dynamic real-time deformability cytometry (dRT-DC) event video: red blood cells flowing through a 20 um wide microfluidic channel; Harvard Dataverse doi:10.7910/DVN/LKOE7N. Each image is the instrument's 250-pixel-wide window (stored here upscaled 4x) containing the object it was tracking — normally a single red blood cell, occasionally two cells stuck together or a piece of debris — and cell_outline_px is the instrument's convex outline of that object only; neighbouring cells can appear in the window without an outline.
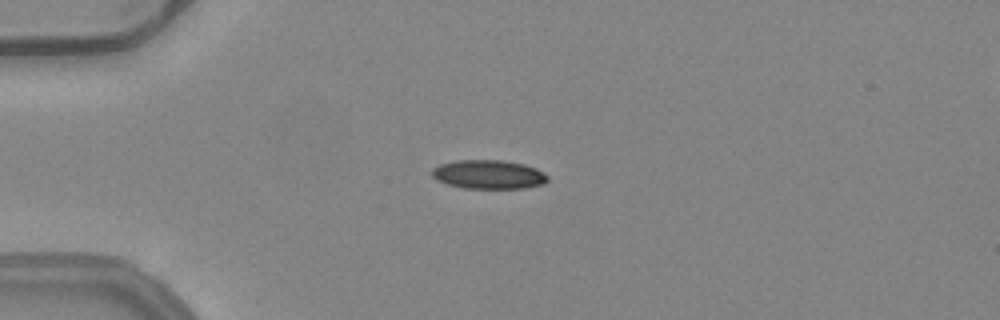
{"species": "common noctule bat (a hibernating species)", "species_latin": "Nyctalus noctula", "temperature_condition": "warm", "stored_images_in_passage": 52, "camera_frame_rate_fps": 3000, "um_per_image_px": 0.085, "animal": {"sex": "female", "body_mass_g": 24.6, "forearm_length_mm": 56.2}, "frame": {"image": 1, "passage_image": 14, "time_ms": 4.333, "image_size_px": [1000, 320], "cell_outline_px": [[548, 180], [544, 184], [524, 188], [464, 188], [448, 184], [436, 180], [432, 176], [432, 168], [440, 164], [456, 160], [504, 160], [524, 164], [536, 168], [544, 172], [548, 176]], "centroid_in_image_um": [41.54, 14.82], "position_along_channel_um": 43.5, "area_um2": 19.59}}
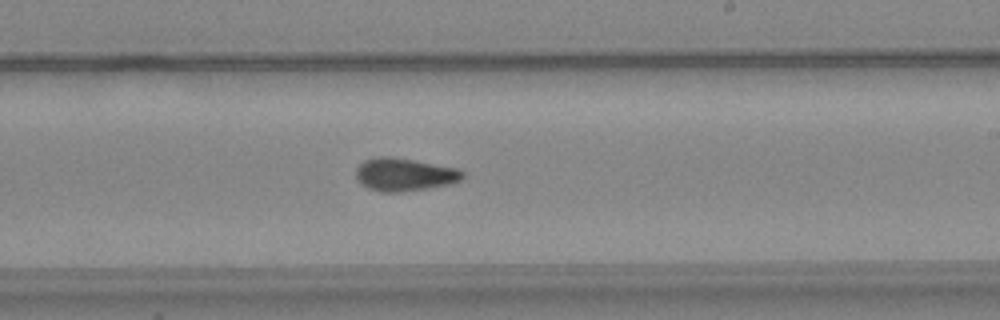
{"frame": {"image": 2, "passage_image": 32, "time_ms": 10.333, "image_size_px": [1000, 320], "cell_outline_px": [[464, 176], [460, 180], [448, 184], [428, 188], [400, 192], [380, 192], [368, 188], [360, 184], [356, 180], [356, 168], [364, 160], [380, 156], [388, 156], [412, 160], [456, 168], [464, 172]], "centroid_in_image_um": [34.32, 14.84], "position_along_channel_um": 254.7, "area_um2": 20.35}}
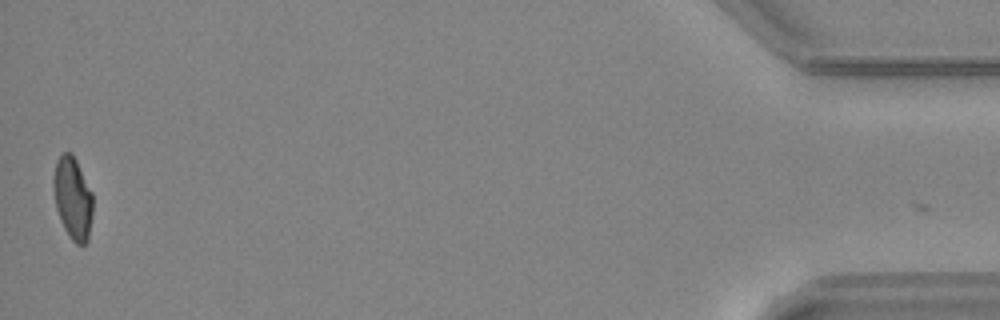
{"frame": {"image": 3, "passage_image": 52, "time_ms": 17.0, "image_size_px": [1000, 320], "cell_outline_px": [[92, 216], [88, 240], [84, 244], [76, 244], [68, 236], [60, 220], [56, 208], [52, 184], [52, 180], [56, 160], [64, 152], [72, 152], [92, 192]], "centroid_in_image_um": [6.17, 16.84], "position_along_channel_um": 429.0, "area_um2": 19.02}, "authors_computed_cell_mechanics": {"area_um2": 19.5653, "velocity_mm_per_s": 3.9916, "shape_relaxation_time_tau1_ms": null, "shape_relaxation_time_tau2_ms": 2.1076, "deformation_change_tau1": null, "deformation_change_tau2": 0.0795}}